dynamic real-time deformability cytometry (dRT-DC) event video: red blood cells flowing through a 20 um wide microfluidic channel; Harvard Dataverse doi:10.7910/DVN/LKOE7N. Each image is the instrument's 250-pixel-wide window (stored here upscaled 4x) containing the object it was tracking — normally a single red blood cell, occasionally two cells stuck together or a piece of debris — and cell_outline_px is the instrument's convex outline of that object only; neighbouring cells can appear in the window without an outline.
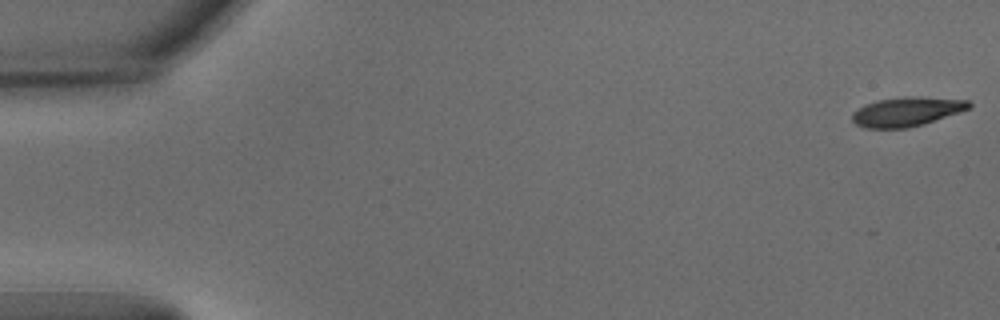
{"species": "common noctule bat (a hibernating species)", "species_latin": "Nyctalus noctula", "temperature_condition": "warm", "stored_images_in_passage": 16, "camera_frame_rate_fps": 3000, "um_per_image_px": 0.085, "animal": {"sex": "male", "body_mass_g": 15.6}, "frame": {"image": 1, "passage_image": 1, "time_ms": 0.0, "image_size_px": [1000, 320], "cell_outline_px": [[972, 104], [968, 108], [960, 112], [924, 124], [908, 128], [864, 128], [856, 124], [852, 120], [852, 112], [864, 104], [876, 100], [904, 96], [920, 96], [968, 100]], "centroid_in_image_um": [77.05, 9.48], "position_along_channel_um": 8.0, "area_um2": 20.11}}
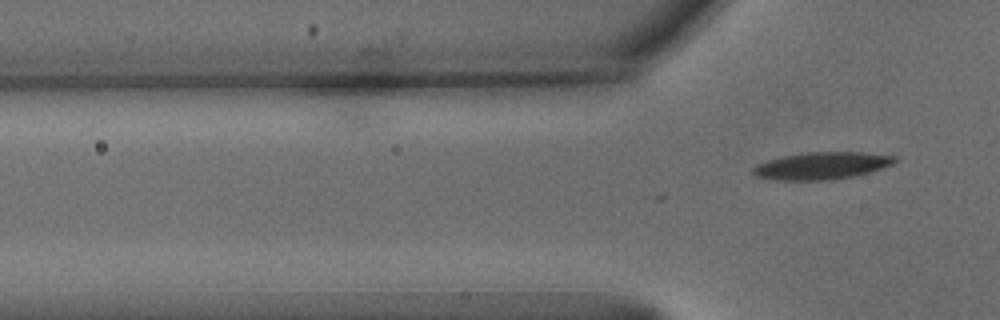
{"frame": {"image": 2, "passage_image": 16, "time_ms": 5.0, "image_size_px": [1000, 320], "cell_outline_px": [[896, 160], [892, 164], [856, 176], [832, 180], [776, 180], [756, 176], [752, 172], [752, 168], [756, 164], [780, 156], [808, 152], [860, 152], [896, 156]], "centroid_in_image_um": [69.8, 14.09], "position_along_channel_um": 56.0, "area_um2": 22.48}}